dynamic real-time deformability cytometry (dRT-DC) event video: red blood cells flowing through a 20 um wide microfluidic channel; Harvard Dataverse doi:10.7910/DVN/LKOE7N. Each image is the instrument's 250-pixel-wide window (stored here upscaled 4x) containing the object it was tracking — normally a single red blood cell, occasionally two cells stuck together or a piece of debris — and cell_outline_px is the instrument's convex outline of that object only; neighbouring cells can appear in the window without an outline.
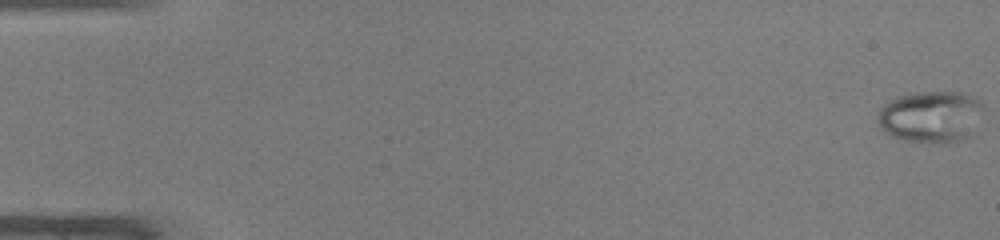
{"species": "common noctule bat (a hibernating species)", "species_latin": "Nyctalus noctula", "temperature_condition": "warm", "stored_images_in_passage": 48, "camera_frame_rate_fps": 3000, "um_per_image_px": 0.085, "animal": {"sex": "male", "body_mass_g": 19.0, "forearm_length_mm": 50.8}, "frame": {"image": 1, "passage_image": 1, "time_ms": 0.0, "image_size_px": [1000, 240], "cell_outline_px": [[980, 108], [968, 136], [944, 144], [908, 140], [892, 136], [880, 128], [880, 108], [884, 104], [896, 96], [916, 92], [960, 92], [972, 96], [980, 104]], "centroid_in_image_um": [79.03, 9.9], "position_along_channel_um": 6.0, "area_um2": 30.69}}
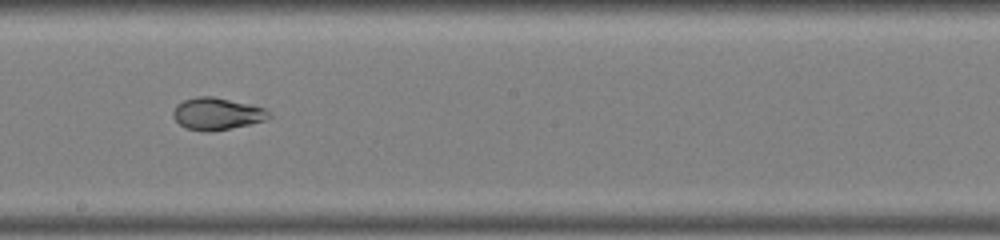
{"frame": {"image": 2, "passage_image": 28, "time_ms": 9.0, "image_size_px": [1000, 240], "cell_outline_px": [[272, 116], [268, 120], [212, 132], [204, 132], [188, 128], [180, 124], [172, 116], [172, 112], [176, 104], [184, 100], [196, 96], [212, 96], [252, 104], [264, 108]], "centroid_in_image_um": [18.45, 9.66], "position_along_channel_um": 229.8, "area_um2": 18.09}}
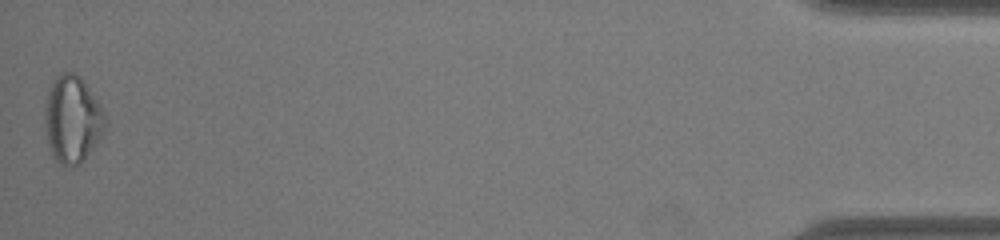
{"frame": {"image": 3, "passage_image": 48, "time_ms": 15.667, "image_size_px": [1000, 240], "cell_outline_px": [[108, 120], [100, 136], [84, 160], [80, 164], [72, 168], [68, 168], [60, 164], [52, 156], [48, 140], [44, 120], [44, 108], [48, 88], [52, 80], [60, 72], [76, 72], [80, 76], [100, 104]], "centroid_in_image_um": [6.13, 10.13], "position_along_channel_um": 429.1, "area_um2": 30.92}}